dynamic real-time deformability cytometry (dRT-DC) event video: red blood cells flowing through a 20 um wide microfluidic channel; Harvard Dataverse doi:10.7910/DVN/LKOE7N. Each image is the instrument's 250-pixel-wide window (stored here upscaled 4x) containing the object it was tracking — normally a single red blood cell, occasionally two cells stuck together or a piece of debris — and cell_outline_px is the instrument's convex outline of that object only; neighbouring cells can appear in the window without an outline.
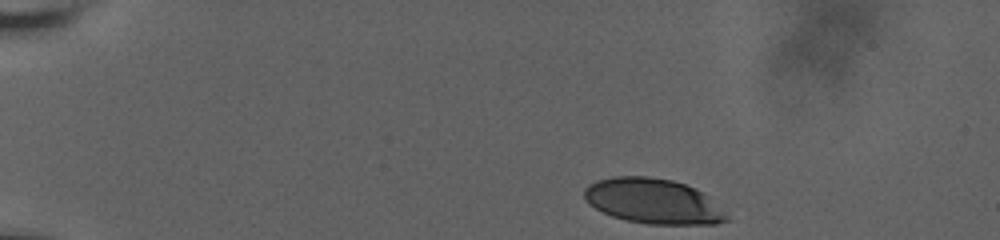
{"species": "human", "species_latin": "Homo sapiens", "temperature_condition": "room temperature", "stored_images_in_passage": 26, "camera_frame_rate_fps": 3000, "um_per_image_px": 0.085, "donor": {"sex": "male"}, "frame": {"image": 1, "passage_image": 1, "time_ms": 0.0, "image_size_px": [1000, 240], "cell_outline_px": [[732, 220], [716, 224], [648, 224], [628, 220], [612, 216], [588, 204], [584, 196], [584, 188], [588, 184], [596, 180], [612, 176], [648, 176], [672, 180], [684, 184], [708, 196]], "centroid_in_image_um": [55.49, 17.1], "position_along_channel_um": 29.5, "area_um2": 37.28}}
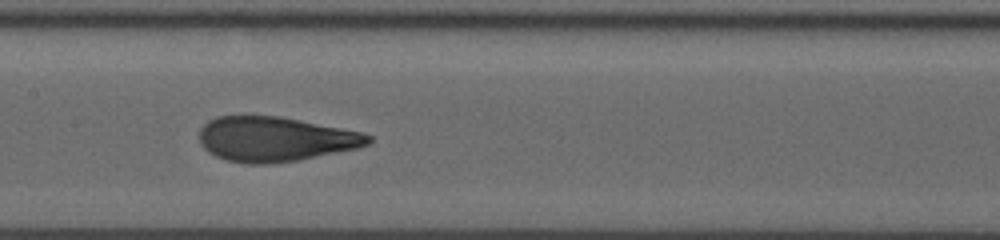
{"frame": {"image": 2, "passage_image": 15, "time_ms": 7.0, "image_size_px": [1000, 240], "cell_outline_px": [[372, 140], [368, 144], [356, 148], [296, 160], [264, 164], [248, 164], [228, 160], [216, 156], [208, 152], [200, 144], [200, 128], [208, 120], [216, 116], [280, 116], [360, 132], [372, 136]], "centroid_in_image_um": [23.33, 11.82], "position_along_channel_um": 184.1, "area_um2": 43.58}}
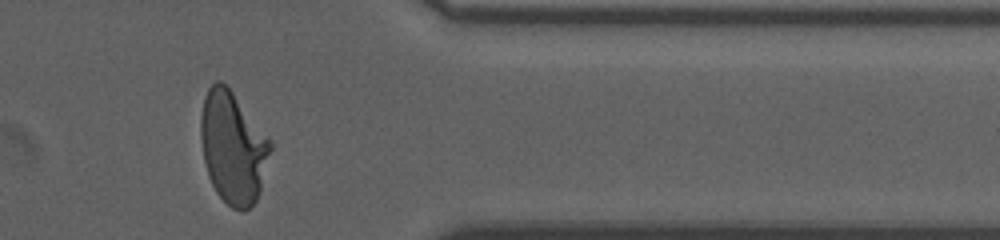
{"frame": {"image": 3, "passage_image": 26, "time_ms": 13.0, "image_size_px": [1000, 240], "cell_outline_px": [[272, 148], [260, 192], [256, 200], [244, 212], [232, 208], [216, 192], [208, 176], [204, 160], [200, 136], [200, 116], [204, 96], [208, 88], [216, 80], [220, 80], [232, 92], [272, 144]], "centroid_in_image_um": [19.77, 12.56], "position_along_channel_um": 391.6, "area_um2": 44.91}, "authors_computed_cell_mechanics": {"area_um2": 44.1881, "velocity_mm_per_s": 3.6528, "shape_relaxation_time_tau1_ms": 5.0991, "shape_relaxation_time_tau2_ms": null, "deformation_change_tau1": 0.2077, "deformation_change_tau2": null}}